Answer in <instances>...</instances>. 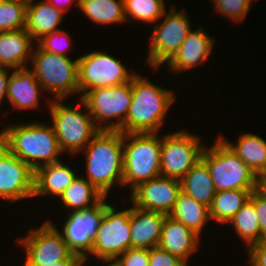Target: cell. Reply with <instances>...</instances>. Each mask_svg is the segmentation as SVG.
<instances>
[{
  "mask_svg": "<svg viewBox=\"0 0 266 266\" xmlns=\"http://www.w3.org/2000/svg\"><path fill=\"white\" fill-rule=\"evenodd\" d=\"M181 191L198 202L210 207L216 195V189L207 165L198 161L180 180Z\"/></svg>",
  "mask_w": 266,
  "mask_h": 266,
  "instance_id": "24",
  "label": "cell"
},
{
  "mask_svg": "<svg viewBox=\"0 0 266 266\" xmlns=\"http://www.w3.org/2000/svg\"><path fill=\"white\" fill-rule=\"evenodd\" d=\"M11 68L8 67H1L0 66V105H2V100L7 99V87L10 78V71H13Z\"/></svg>",
  "mask_w": 266,
  "mask_h": 266,
  "instance_id": "39",
  "label": "cell"
},
{
  "mask_svg": "<svg viewBox=\"0 0 266 266\" xmlns=\"http://www.w3.org/2000/svg\"><path fill=\"white\" fill-rule=\"evenodd\" d=\"M79 100L76 108L73 104L70 106L63 104L64 99H52L47 103L59 146L62 152H69L70 155L84 150L100 131L84 100L80 97ZM79 106H83L86 111L79 110Z\"/></svg>",
  "mask_w": 266,
  "mask_h": 266,
  "instance_id": "5",
  "label": "cell"
},
{
  "mask_svg": "<svg viewBox=\"0 0 266 266\" xmlns=\"http://www.w3.org/2000/svg\"><path fill=\"white\" fill-rule=\"evenodd\" d=\"M179 130L162 136L161 175L181 180L201 160L205 145L201 137Z\"/></svg>",
  "mask_w": 266,
  "mask_h": 266,
  "instance_id": "12",
  "label": "cell"
},
{
  "mask_svg": "<svg viewBox=\"0 0 266 266\" xmlns=\"http://www.w3.org/2000/svg\"><path fill=\"white\" fill-rule=\"evenodd\" d=\"M201 160L207 165L216 191L254 190L256 174L219 136L203 149Z\"/></svg>",
  "mask_w": 266,
  "mask_h": 266,
  "instance_id": "6",
  "label": "cell"
},
{
  "mask_svg": "<svg viewBox=\"0 0 266 266\" xmlns=\"http://www.w3.org/2000/svg\"><path fill=\"white\" fill-rule=\"evenodd\" d=\"M126 21L154 23L165 14L164 0H124ZM131 19V20H129Z\"/></svg>",
  "mask_w": 266,
  "mask_h": 266,
  "instance_id": "31",
  "label": "cell"
},
{
  "mask_svg": "<svg viewBox=\"0 0 266 266\" xmlns=\"http://www.w3.org/2000/svg\"><path fill=\"white\" fill-rule=\"evenodd\" d=\"M254 191L266 198V170L256 174Z\"/></svg>",
  "mask_w": 266,
  "mask_h": 266,
  "instance_id": "41",
  "label": "cell"
},
{
  "mask_svg": "<svg viewBox=\"0 0 266 266\" xmlns=\"http://www.w3.org/2000/svg\"><path fill=\"white\" fill-rule=\"evenodd\" d=\"M115 261L120 266H149V249L129 248Z\"/></svg>",
  "mask_w": 266,
  "mask_h": 266,
  "instance_id": "35",
  "label": "cell"
},
{
  "mask_svg": "<svg viewBox=\"0 0 266 266\" xmlns=\"http://www.w3.org/2000/svg\"><path fill=\"white\" fill-rule=\"evenodd\" d=\"M127 69L119 59L98 50L78 57L79 97L92 89L130 82L137 73Z\"/></svg>",
  "mask_w": 266,
  "mask_h": 266,
  "instance_id": "10",
  "label": "cell"
},
{
  "mask_svg": "<svg viewBox=\"0 0 266 266\" xmlns=\"http://www.w3.org/2000/svg\"><path fill=\"white\" fill-rule=\"evenodd\" d=\"M249 266H266V239L247 248Z\"/></svg>",
  "mask_w": 266,
  "mask_h": 266,
  "instance_id": "38",
  "label": "cell"
},
{
  "mask_svg": "<svg viewBox=\"0 0 266 266\" xmlns=\"http://www.w3.org/2000/svg\"><path fill=\"white\" fill-rule=\"evenodd\" d=\"M10 152V147L6 136L0 132V163L4 157Z\"/></svg>",
  "mask_w": 266,
  "mask_h": 266,
  "instance_id": "43",
  "label": "cell"
},
{
  "mask_svg": "<svg viewBox=\"0 0 266 266\" xmlns=\"http://www.w3.org/2000/svg\"><path fill=\"white\" fill-rule=\"evenodd\" d=\"M61 161L46 164L34 171V194L33 197H40L52 194L59 197L65 189L76 179L77 172Z\"/></svg>",
  "mask_w": 266,
  "mask_h": 266,
  "instance_id": "21",
  "label": "cell"
},
{
  "mask_svg": "<svg viewBox=\"0 0 266 266\" xmlns=\"http://www.w3.org/2000/svg\"><path fill=\"white\" fill-rule=\"evenodd\" d=\"M234 232L247 248L252 244L260 242V225L254 204L248 200L229 221Z\"/></svg>",
  "mask_w": 266,
  "mask_h": 266,
  "instance_id": "30",
  "label": "cell"
},
{
  "mask_svg": "<svg viewBox=\"0 0 266 266\" xmlns=\"http://www.w3.org/2000/svg\"><path fill=\"white\" fill-rule=\"evenodd\" d=\"M48 3H51L56 9L61 10L63 13H66L67 8L66 6H71L73 2L76 3V6H78L79 0H44Z\"/></svg>",
  "mask_w": 266,
  "mask_h": 266,
  "instance_id": "42",
  "label": "cell"
},
{
  "mask_svg": "<svg viewBox=\"0 0 266 266\" xmlns=\"http://www.w3.org/2000/svg\"><path fill=\"white\" fill-rule=\"evenodd\" d=\"M33 194L34 170L9 152L0 163V198L13 203Z\"/></svg>",
  "mask_w": 266,
  "mask_h": 266,
  "instance_id": "16",
  "label": "cell"
},
{
  "mask_svg": "<svg viewBox=\"0 0 266 266\" xmlns=\"http://www.w3.org/2000/svg\"><path fill=\"white\" fill-rule=\"evenodd\" d=\"M215 39L204 29L197 27L191 31L181 44L177 53L166 64L169 71L182 73L207 61L212 52Z\"/></svg>",
  "mask_w": 266,
  "mask_h": 266,
  "instance_id": "17",
  "label": "cell"
},
{
  "mask_svg": "<svg viewBox=\"0 0 266 266\" xmlns=\"http://www.w3.org/2000/svg\"><path fill=\"white\" fill-rule=\"evenodd\" d=\"M123 142L119 130H100L84 148L86 178L105 197L111 187H123Z\"/></svg>",
  "mask_w": 266,
  "mask_h": 266,
  "instance_id": "1",
  "label": "cell"
},
{
  "mask_svg": "<svg viewBox=\"0 0 266 266\" xmlns=\"http://www.w3.org/2000/svg\"><path fill=\"white\" fill-rule=\"evenodd\" d=\"M29 230L26 237L17 241L26 253L23 265L56 264L57 261L66 260L73 254L52 220H46L40 227Z\"/></svg>",
  "mask_w": 266,
  "mask_h": 266,
  "instance_id": "13",
  "label": "cell"
},
{
  "mask_svg": "<svg viewBox=\"0 0 266 266\" xmlns=\"http://www.w3.org/2000/svg\"><path fill=\"white\" fill-rule=\"evenodd\" d=\"M105 196L84 176L76 179L65 189L59 197L60 203L66 210L79 212L98 204Z\"/></svg>",
  "mask_w": 266,
  "mask_h": 266,
  "instance_id": "27",
  "label": "cell"
},
{
  "mask_svg": "<svg viewBox=\"0 0 266 266\" xmlns=\"http://www.w3.org/2000/svg\"><path fill=\"white\" fill-rule=\"evenodd\" d=\"M28 1L0 0V32L25 28Z\"/></svg>",
  "mask_w": 266,
  "mask_h": 266,
  "instance_id": "32",
  "label": "cell"
},
{
  "mask_svg": "<svg viewBox=\"0 0 266 266\" xmlns=\"http://www.w3.org/2000/svg\"><path fill=\"white\" fill-rule=\"evenodd\" d=\"M34 2L29 0L27 3L25 30L37 42L43 36L59 30L64 13L44 0Z\"/></svg>",
  "mask_w": 266,
  "mask_h": 266,
  "instance_id": "23",
  "label": "cell"
},
{
  "mask_svg": "<svg viewBox=\"0 0 266 266\" xmlns=\"http://www.w3.org/2000/svg\"><path fill=\"white\" fill-rule=\"evenodd\" d=\"M214 3V10L220 16H226L229 20L236 22L243 21L251 10L253 0H211ZM256 2V0H255Z\"/></svg>",
  "mask_w": 266,
  "mask_h": 266,
  "instance_id": "33",
  "label": "cell"
},
{
  "mask_svg": "<svg viewBox=\"0 0 266 266\" xmlns=\"http://www.w3.org/2000/svg\"><path fill=\"white\" fill-rule=\"evenodd\" d=\"M200 238L201 236H198L182 222L166 215L158 247L179 257L189 265V257L196 253L197 249L199 250Z\"/></svg>",
  "mask_w": 266,
  "mask_h": 266,
  "instance_id": "18",
  "label": "cell"
},
{
  "mask_svg": "<svg viewBox=\"0 0 266 266\" xmlns=\"http://www.w3.org/2000/svg\"><path fill=\"white\" fill-rule=\"evenodd\" d=\"M180 193V180L160 175L136 187L129 201L139 209L169 215Z\"/></svg>",
  "mask_w": 266,
  "mask_h": 266,
  "instance_id": "15",
  "label": "cell"
},
{
  "mask_svg": "<svg viewBox=\"0 0 266 266\" xmlns=\"http://www.w3.org/2000/svg\"><path fill=\"white\" fill-rule=\"evenodd\" d=\"M7 138L10 152L34 171L46 164L61 161L63 152L52 125L43 122L9 124L1 131Z\"/></svg>",
  "mask_w": 266,
  "mask_h": 266,
  "instance_id": "3",
  "label": "cell"
},
{
  "mask_svg": "<svg viewBox=\"0 0 266 266\" xmlns=\"http://www.w3.org/2000/svg\"><path fill=\"white\" fill-rule=\"evenodd\" d=\"M85 260L76 254H72L68 259L57 261L56 264H44L43 266H84Z\"/></svg>",
  "mask_w": 266,
  "mask_h": 266,
  "instance_id": "40",
  "label": "cell"
},
{
  "mask_svg": "<svg viewBox=\"0 0 266 266\" xmlns=\"http://www.w3.org/2000/svg\"><path fill=\"white\" fill-rule=\"evenodd\" d=\"M161 144L159 133L124 134L123 186H130V192L161 175Z\"/></svg>",
  "mask_w": 266,
  "mask_h": 266,
  "instance_id": "4",
  "label": "cell"
},
{
  "mask_svg": "<svg viewBox=\"0 0 266 266\" xmlns=\"http://www.w3.org/2000/svg\"><path fill=\"white\" fill-rule=\"evenodd\" d=\"M33 39L24 29L0 32V66L11 69L28 67L33 52Z\"/></svg>",
  "mask_w": 266,
  "mask_h": 266,
  "instance_id": "22",
  "label": "cell"
},
{
  "mask_svg": "<svg viewBox=\"0 0 266 266\" xmlns=\"http://www.w3.org/2000/svg\"><path fill=\"white\" fill-rule=\"evenodd\" d=\"M70 38L68 32L59 29L43 36L38 40L37 45L46 52L69 57L66 52L71 46L72 40Z\"/></svg>",
  "mask_w": 266,
  "mask_h": 266,
  "instance_id": "34",
  "label": "cell"
},
{
  "mask_svg": "<svg viewBox=\"0 0 266 266\" xmlns=\"http://www.w3.org/2000/svg\"><path fill=\"white\" fill-rule=\"evenodd\" d=\"M149 266H188L179 257L171 255L161 248L153 247L149 249Z\"/></svg>",
  "mask_w": 266,
  "mask_h": 266,
  "instance_id": "36",
  "label": "cell"
},
{
  "mask_svg": "<svg viewBox=\"0 0 266 266\" xmlns=\"http://www.w3.org/2000/svg\"><path fill=\"white\" fill-rule=\"evenodd\" d=\"M30 62L36 79L44 91L51 92L54 100L79 94L78 58L73 61L69 57L46 52L35 44Z\"/></svg>",
  "mask_w": 266,
  "mask_h": 266,
  "instance_id": "7",
  "label": "cell"
},
{
  "mask_svg": "<svg viewBox=\"0 0 266 266\" xmlns=\"http://www.w3.org/2000/svg\"><path fill=\"white\" fill-rule=\"evenodd\" d=\"M253 190L217 191L209 207L210 221L229 223L235 213L249 200Z\"/></svg>",
  "mask_w": 266,
  "mask_h": 266,
  "instance_id": "29",
  "label": "cell"
},
{
  "mask_svg": "<svg viewBox=\"0 0 266 266\" xmlns=\"http://www.w3.org/2000/svg\"><path fill=\"white\" fill-rule=\"evenodd\" d=\"M220 137L255 174L266 170V140L262 137L253 133H241L237 144L222 135Z\"/></svg>",
  "mask_w": 266,
  "mask_h": 266,
  "instance_id": "26",
  "label": "cell"
},
{
  "mask_svg": "<svg viewBox=\"0 0 266 266\" xmlns=\"http://www.w3.org/2000/svg\"><path fill=\"white\" fill-rule=\"evenodd\" d=\"M106 198L91 208L79 212L70 211L63 230L60 231L71 252L81 256L85 261L89 260L88 255L91 254L93 240L104 216Z\"/></svg>",
  "mask_w": 266,
  "mask_h": 266,
  "instance_id": "14",
  "label": "cell"
},
{
  "mask_svg": "<svg viewBox=\"0 0 266 266\" xmlns=\"http://www.w3.org/2000/svg\"><path fill=\"white\" fill-rule=\"evenodd\" d=\"M249 200L254 204L258 215L260 225V241L266 239V198L257 194L254 190L251 192Z\"/></svg>",
  "mask_w": 266,
  "mask_h": 266,
  "instance_id": "37",
  "label": "cell"
},
{
  "mask_svg": "<svg viewBox=\"0 0 266 266\" xmlns=\"http://www.w3.org/2000/svg\"><path fill=\"white\" fill-rule=\"evenodd\" d=\"M10 1H29V0H10Z\"/></svg>",
  "mask_w": 266,
  "mask_h": 266,
  "instance_id": "45",
  "label": "cell"
},
{
  "mask_svg": "<svg viewBox=\"0 0 266 266\" xmlns=\"http://www.w3.org/2000/svg\"><path fill=\"white\" fill-rule=\"evenodd\" d=\"M82 99L100 130L123 133V122L132 102V80L117 86L92 89Z\"/></svg>",
  "mask_w": 266,
  "mask_h": 266,
  "instance_id": "8",
  "label": "cell"
},
{
  "mask_svg": "<svg viewBox=\"0 0 266 266\" xmlns=\"http://www.w3.org/2000/svg\"><path fill=\"white\" fill-rule=\"evenodd\" d=\"M78 7L95 24L126 22L124 0H79Z\"/></svg>",
  "mask_w": 266,
  "mask_h": 266,
  "instance_id": "28",
  "label": "cell"
},
{
  "mask_svg": "<svg viewBox=\"0 0 266 266\" xmlns=\"http://www.w3.org/2000/svg\"><path fill=\"white\" fill-rule=\"evenodd\" d=\"M31 69L24 67L10 72L7 100L13 109L28 110L40 106V92L44 90Z\"/></svg>",
  "mask_w": 266,
  "mask_h": 266,
  "instance_id": "19",
  "label": "cell"
},
{
  "mask_svg": "<svg viewBox=\"0 0 266 266\" xmlns=\"http://www.w3.org/2000/svg\"><path fill=\"white\" fill-rule=\"evenodd\" d=\"M131 248L150 249L157 247L166 214L146 211L131 203Z\"/></svg>",
  "mask_w": 266,
  "mask_h": 266,
  "instance_id": "20",
  "label": "cell"
},
{
  "mask_svg": "<svg viewBox=\"0 0 266 266\" xmlns=\"http://www.w3.org/2000/svg\"><path fill=\"white\" fill-rule=\"evenodd\" d=\"M169 216L182 222L198 236H202V230H205L208 220L210 221L209 207L182 191L178 195Z\"/></svg>",
  "mask_w": 266,
  "mask_h": 266,
  "instance_id": "25",
  "label": "cell"
},
{
  "mask_svg": "<svg viewBox=\"0 0 266 266\" xmlns=\"http://www.w3.org/2000/svg\"><path fill=\"white\" fill-rule=\"evenodd\" d=\"M106 266H120L115 260L106 262Z\"/></svg>",
  "mask_w": 266,
  "mask_h": 266,
  "instance_id": "44",
  "label": "cell"
},
{
  "mask_svg": "<svg viewBox=\"0 0 266 266\" xmlns=\"http://www.w3.org/2000/svg\"><path fill=\"white\" fill-rule=\"evenodd\" d=\"M175 98L172 90L136 74L132 78V102L123 122V134L158 133Z\"/></svg>",
  "mask_w": 266,
  "mask_h": 266,
  "instance_id": "2",
  "label": "cell"
},
{
  "mask_svg": "<svg viewBox=\"0 0 266 266\" xmlns=\"http://www.w3.org/2000/svg\"><path fill=\"white\" fill-rule=\"evenodd\" d=\"M116 208L106 203L104 216L93 240L91 255L95 256L96 260H101L103 264L115 260L131 248V207L122 211Z\"/></svg>",
  "mask_w": 266,
  "mask_h": 266,
  "instance_id": "11",
  "label": "cell"
},
{
  "mask_svg": "<svg viewBox=\"0 0 266 266\" xmlns=\"http://www.w3.org/2000/svg\"><path fill=\"white\" fill-rule=\"evenodd\" d=\"M161 18L164 20L157 27L154 26L149 37L150 44L146 59L148 66L150 65L154 71L172 59L192 31V24L186 11L182 9L178 11L176 6H171Z\"/></svg>",
  "mask_w": 266,
  "mask_h": 266,
  "instance_id": "9",
  "label": "cell"
}]
</instances>
